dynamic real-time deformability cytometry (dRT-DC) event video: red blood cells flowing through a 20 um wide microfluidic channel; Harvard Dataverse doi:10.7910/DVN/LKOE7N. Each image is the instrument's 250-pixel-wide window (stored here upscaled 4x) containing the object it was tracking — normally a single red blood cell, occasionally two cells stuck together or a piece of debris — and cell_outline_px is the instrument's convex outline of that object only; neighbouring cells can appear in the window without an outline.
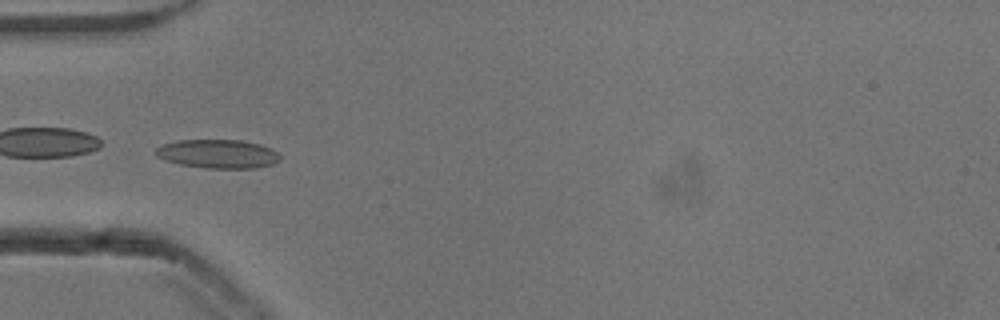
{"species": "common noctule bat (a hibernating species)", "species_latin": "Nyctalus noctula", "temperature_condition": "cold", "stored_images_in_passage": 25, "camera_frame_rate_fps": 3000, "um_per_image_px": 0.085, "animal": {"sex": "male", "body_mass_g": 13.3}, "frame": {"image": 1, "passage_image": 1, "time_ms": 0.0, "image_size_px": [1000, 320], "cell_outline_px": [[280, 160], [272, 164], [256, 168], [208, 168], [180, 164], [164, 160], [156, 156], [156, 148], [160, 144], [176, 140], [240, 140], [260, 144], [272, 148], [280, 156]], "centroid_in_image_um": [18.5, 13.07], "position_along_channel_um": 66.5, "area_um2": 20.92}}
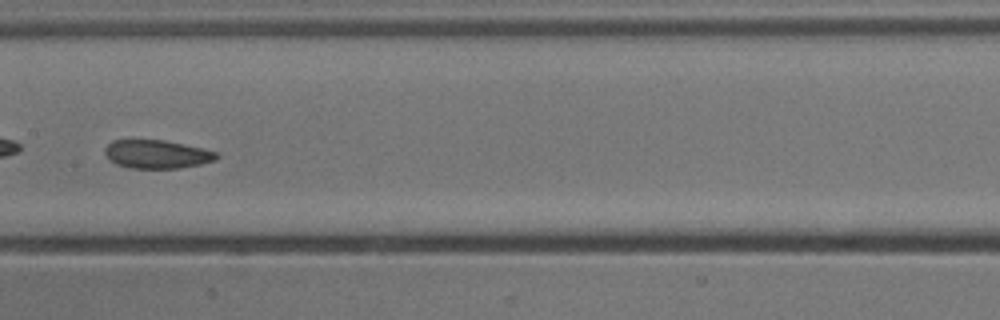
{"frame": {"image": 2, "passage_image": 11, "time_ms": 3.333, "image_size_px": [1000, 320], "cell_outline_px": [[220, 156], [216, 160], [200, 164], [180, 168], [128, 168], [116, 164], [104, 152], [104, 148], [112, 140], [164, 140], [200, 148], [216, 152]], "centroid_in_image_um": [13.33, 13.11], "position_along_channel_um": 194.1, "area_um2": 18.32}}